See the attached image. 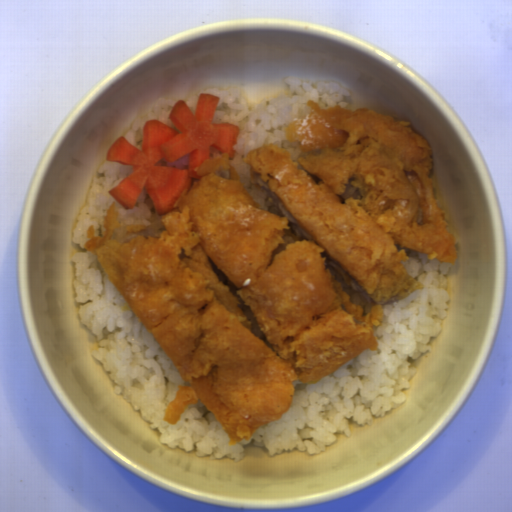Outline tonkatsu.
<instances>
[{
  "label": "tonkatsu",
  "instance_id": "1",
  "mask_svg": "<svg viewBox=\"0 0 512 512\" xmlns=\"http://www.w3.org/2000/svg\"><path fill=\"white\" fill-rule=\"evenodd\" d=\"M306 105L284 133L307 157L262 142L242 158L285 217L260 208L224 152L160 215L159 237L142 224L127 225L137 236L126 243L112 238L115 201L102 236L86 230V251L189 383L163 420L176 425L200 401L229 446L288 413L292 382L315 384L378 349L382 305L425 289L406 249L458 262L430 178L434 148L413 122Z\"/></svg>",
  "mask_w": 512,
  "mask_h": 512
}]
</instances>
